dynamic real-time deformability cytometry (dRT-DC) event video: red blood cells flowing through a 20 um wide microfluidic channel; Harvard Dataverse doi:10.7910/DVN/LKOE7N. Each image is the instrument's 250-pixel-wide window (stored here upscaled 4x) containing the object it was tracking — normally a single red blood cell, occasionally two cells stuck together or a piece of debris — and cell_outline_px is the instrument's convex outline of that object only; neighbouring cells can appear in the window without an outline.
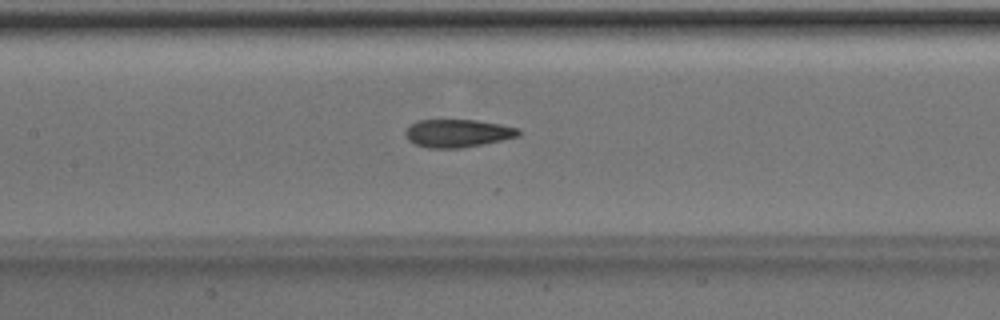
{"species": "Egyptian fruit bat (a non-hibernating species)", "species_latin": "Rousettus aegyptiacus", "temperature_condition": "room temperature", "stored_images_in_passage": 51, "camera_frame_rate_fps": 3000, "um_per_image_px": 0.085, "animal": {"sex": "male"}, "frame": {"image": 1, "passage_image": 24, "time_ms": 7.667, "image_size_px": [1000, 320], "cell_outline_px": [[520, 136], [460, 148], [428, 148], [416, 144], [408, 140], [404, 132], [408, 124], [416, 120], [476, 120], [500, 124], [520, 128]], "centroid_in_image_um": [38.86, 11.31], "position_along_channel_um": 168.5, "area_um2": 18.44}}
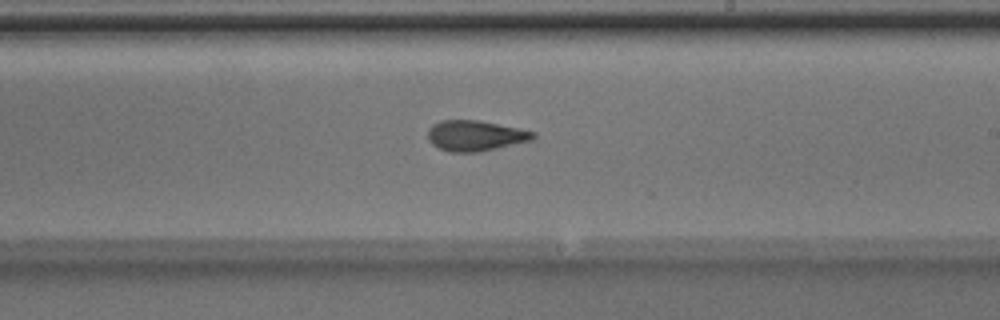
{"frame": {"image": 2, "passage_image": 30, "time_ms": 9.667, "image_size_px": [1000, 320], "cell_outline_px": [[536, 136], [532, 140], [480, 152], [448, 152], [432, 144], [428, 140], [428, 128], [432, 124], [440, 120], [476, 120], [536, 132]], "centroid_in_image_um": [40.36, 11.54], "position_along_channel_um": 248.6, "area_um2": 18.67}}
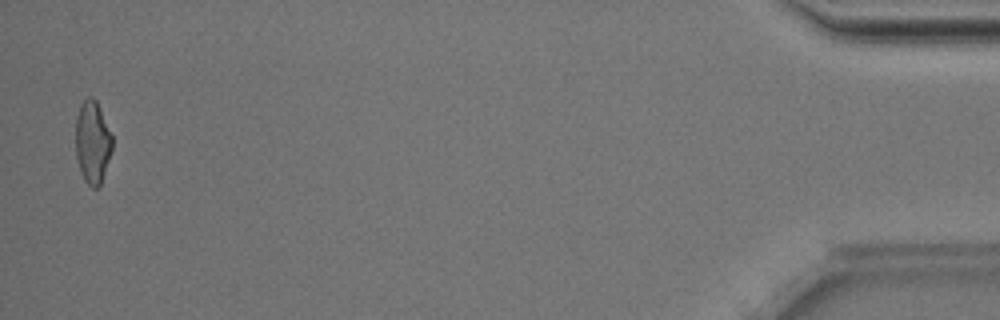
{"frame": {"image": 3, "passage_image": 50, "time_ms": 16.333, "image_size_px": [1000, 320], "cell_outline_px": [[112, 152], [100, 184], [96, 188], [92, 188], [84, 180], [80, 172], [76, 156], [76, 116], [80, 104], [88, 96], [92, 96], [96, 100], [112, 136]], "centroid_in_image_um": [7.85, 12.08], "position_along_channel_um": 427.3, "area_um2": 17.63}, "authors_computed_cell_mechanics": {"area_um2": 18.4382, "velocity_mm_per_s": 4.0341, "shape_relaxation_time_tau1_ms": 4.8277, "shape_relaxation_time_tau2_ms": 1.6301, "deformation_change_tau1": 0.1828, "deformation_change_tau2": 0.1006}}